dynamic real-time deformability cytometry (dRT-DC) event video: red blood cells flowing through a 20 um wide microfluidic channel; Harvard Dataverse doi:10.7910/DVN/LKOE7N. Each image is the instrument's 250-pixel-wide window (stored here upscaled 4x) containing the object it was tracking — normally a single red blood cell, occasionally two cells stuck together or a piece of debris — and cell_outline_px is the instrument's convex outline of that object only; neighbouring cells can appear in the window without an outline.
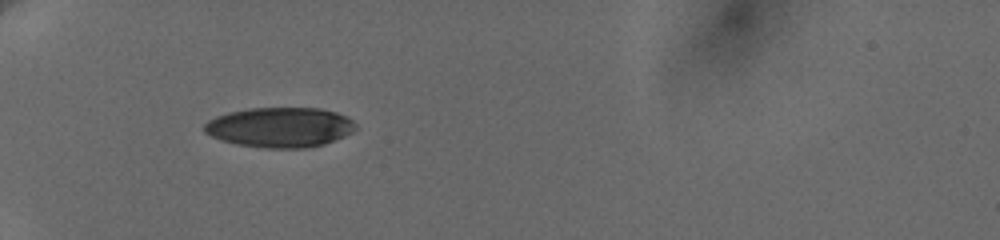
{"species": "human", "species_latin": "Homo sapiens", "temperature_condition": "cold", "stored_images_in_passage": 31, "camera_frame_rate_fps": 3000, "um_per_image_px": 0.085, "donor": {"sex": "female"}, "frame": {"image": 1, "passage_image": 1, "time_ms": 0.0, "image_size_px": [1000, 240], "cell_outline_px": [[356, 128], [352, 132], [344, 136], [324, 144], [308, 148], [264, 148], [236, 144], [220, 140], [204, 132], [204, 124], [208, 120], [216, 116], [228, 112], [248, 108], [320, 108], [336, 112], [348, 116], [356, 124]], "centroid_in_image_um": [23.79, 10.82], "position_along_channel_um": 61.2, "area_um2": 35.49}}
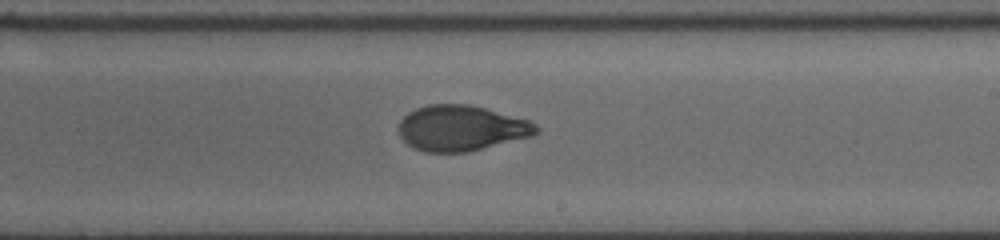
{"frame": {"image": 2, "passage_image": 15, "time_ms": 5.667, "image_size_px": [1000, 240], "cell_outline_px": [[540, 132], [532, 136], [468, 152], [424, 152], [408, 144], [400, 136], [400, 120], [408, 112], [416, 108], [428, 104], [468, 104], [484, 108], [528, 120], [536, 124], [540, 128]], "centroid_in_image_um": [39.22, 10.89], "position_along_channel_um": 249.8, "area_um2": 36.36}}
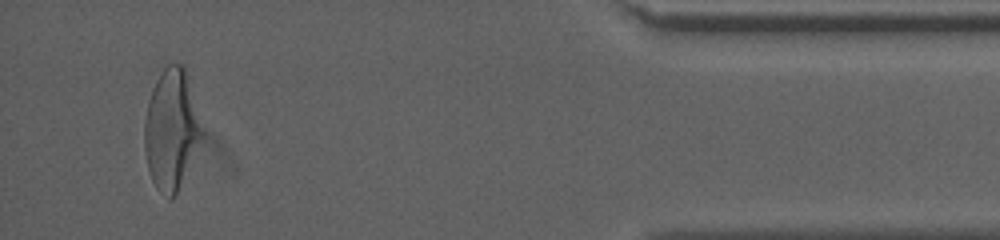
{"frame": {"image": 3, "passage_image": 31, "time_ms": 11.667, "image_size_px": [1000, 240], "cell_outline_px": [[204, 136], [172, 200], [168, 200], [156, 188], [152, 180], [148, 168], [144, 152], [144, 120], [148, 100], [152, 88], [156, 80], [164, 68], [168, 64], [184, 64], [204, 132]], "centroid_in_image_um": [14.56, 11.01], "position_along_channel_um": 420.6, "area_um2": 40.34}, "authors_computed_cell_mechanics": {"area_um2": 36.992, "velocity_mm_per_s": 3.6479, "shape_relaxation_time_tau1_ms": 5.195, "shape_relaxation_time_tau2_ms": 0.9464, "deformation_change_tau1": 0.1643, "deformation_change_tau2": 0.0494}}